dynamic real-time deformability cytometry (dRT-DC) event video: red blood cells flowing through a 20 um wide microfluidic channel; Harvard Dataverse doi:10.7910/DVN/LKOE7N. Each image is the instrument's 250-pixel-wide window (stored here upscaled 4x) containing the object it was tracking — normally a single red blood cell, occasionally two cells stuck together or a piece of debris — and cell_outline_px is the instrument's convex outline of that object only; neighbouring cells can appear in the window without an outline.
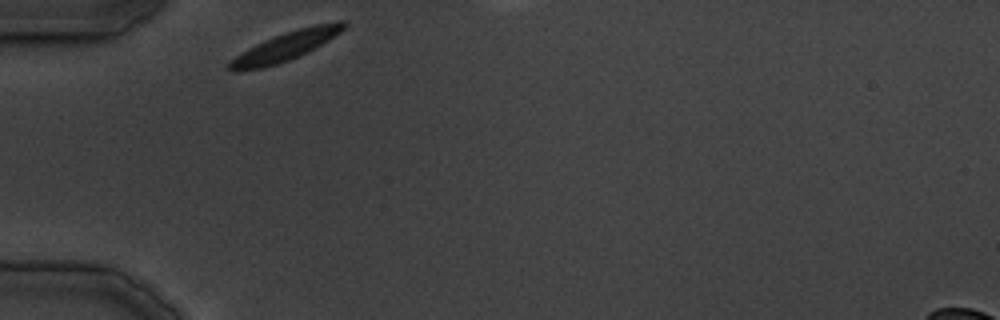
{"species": "common noctule bat (a hibernating species)", "species_latin": "Nyctalus noctula", "temperature_condition": "cold", "stored_images_in_passage": 10, "camera_frame_rate_fps": 3000, "um_per_image_px": 0.085, "animal": {"sex": "male", "body_mass_g": 19.5, "forearm_length_mm": 54.6}, "frame": {"image": 1, "passage_image": 1, "time_ms": 0.0, "image_size_px": [1000, 320], "cell_outline_px": [[348, 24], [340, 32], [328, 40], [288, 60], [264, 68], [236, 72], [228, 68], [228, 64], [236, 56], [256, 44], [276, 36], [300, 28], [316, 24], [336, 20], [344, 20]], "centroid_in_image_um": [24.28, 3.93], "position_along_channel_um": 60.7, "area_um2": 18.5}}
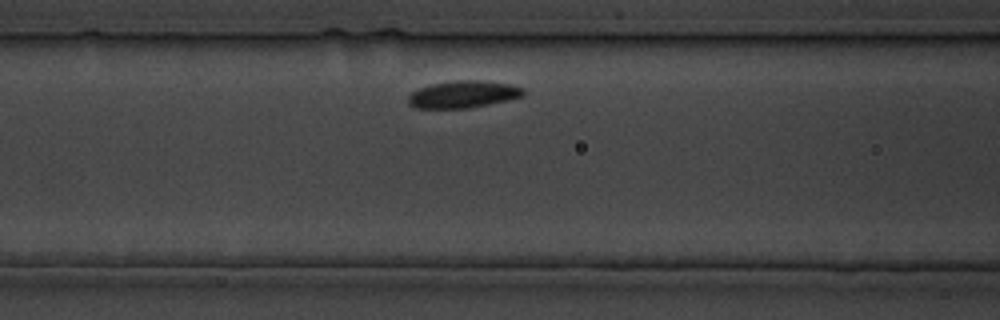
{"frame": {"image": 2, "passage_image": 6, "time_ms": 5.667, "image_size_px": [1000, 320], "cell_outline_px": [[524, 96], [508, 100], [468, 108], [416, 108], [408, 104], [408, 96], [412, 92], [420, 88], [432, 84], [456, 80], [480, 80], [508, 84], [524, 88]], "centroid_in_image_um": [39.37, 8.02], "position_along_channel_um": 127.2, "area_um2": 18.09}}